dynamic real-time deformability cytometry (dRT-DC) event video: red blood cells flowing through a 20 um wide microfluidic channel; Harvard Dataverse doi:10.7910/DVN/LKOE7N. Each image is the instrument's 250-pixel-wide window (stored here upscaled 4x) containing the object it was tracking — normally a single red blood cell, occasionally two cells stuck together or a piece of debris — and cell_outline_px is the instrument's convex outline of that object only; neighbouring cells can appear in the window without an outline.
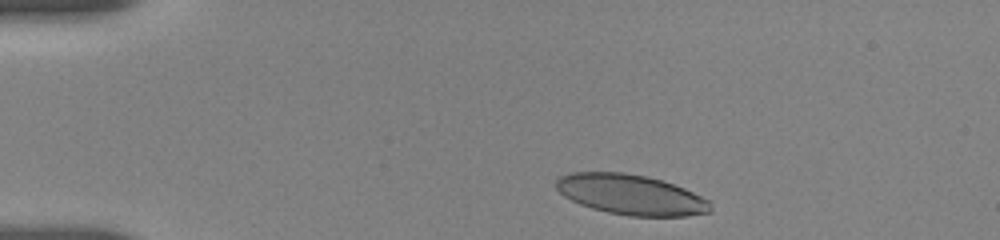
{"species": "human", "species_latin": "Homo sapiens", "temperature_condition": "room temperature", "stored_images_in_passage": 9, "camera_frame_rate_fps": 3000, "um_per_image_px": 0.085, "donor": {"sex": "female"}, "frame": {"image": 1, "passage_image": 1, "time_ms": 0.0, "image_size_px": [1000, 240], "cell_outline_px": [[712, 212], [688, 216], [628, 216], [608, 212], [592, 208], [580, 204], [564, 196], [556, 188], [556, 180], [560, 176], [572, 172], [624, 172], [648, 176], [664, 180], [684, 188], [708, 200], [712, 208]], "centroid_in_image_um": [53.64, 16.54], "position_along_channel_um": 31.4, "area_um2": 36.3}}
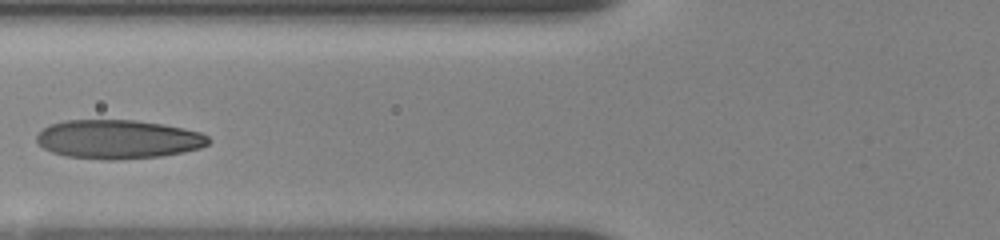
{"frame": {"image": 2, "passage_image": 7, "time_ms": 4.0, "image_size_px": [1000, 240], "cell_outline_px": [[212, 140], [208, 144], [200, 148], [184, 152], [160, 156], [116, 160], [104, 160], [68, 156], [52, 152], [44, 148], [36, 140], [36, 136], [44, 128], [52, 124], [64, 120], [136, 120], [164, 124], [184, 128], [200, 132], [208, 136]], "centroid_in_image_um": [10.08, 11.84], "position_along_channel_um": 115.7, "area_um2": 39.02}}
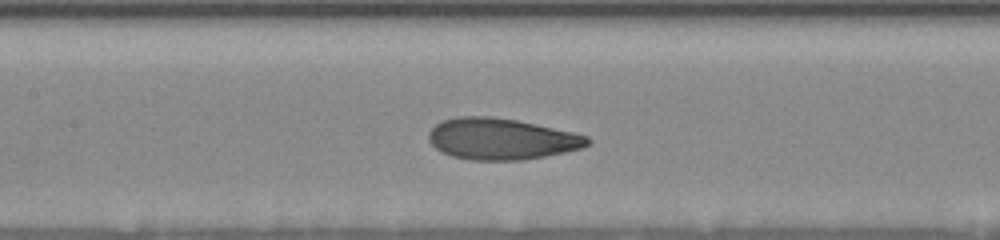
{"frame": {"image": 3, "passage_image": 9, "time_ms": 5.333, "image_size_px": [1000, 240], "cell_outline_px": [[592, 140], [588, 144], [580, 148], [564, 152], [544, 156], [520, 160], [468, 160], [452, 156], [440, 152], [428, 140], [428, 132], [440, 120], [460, 116], [488, 116], [516, 120], [536, 124], [572, 132], [588, 136]], "centroid_in_image_um": [42.57, 11.81], "position_along_channel_um": 164.8, "area_um2": 38.21}}